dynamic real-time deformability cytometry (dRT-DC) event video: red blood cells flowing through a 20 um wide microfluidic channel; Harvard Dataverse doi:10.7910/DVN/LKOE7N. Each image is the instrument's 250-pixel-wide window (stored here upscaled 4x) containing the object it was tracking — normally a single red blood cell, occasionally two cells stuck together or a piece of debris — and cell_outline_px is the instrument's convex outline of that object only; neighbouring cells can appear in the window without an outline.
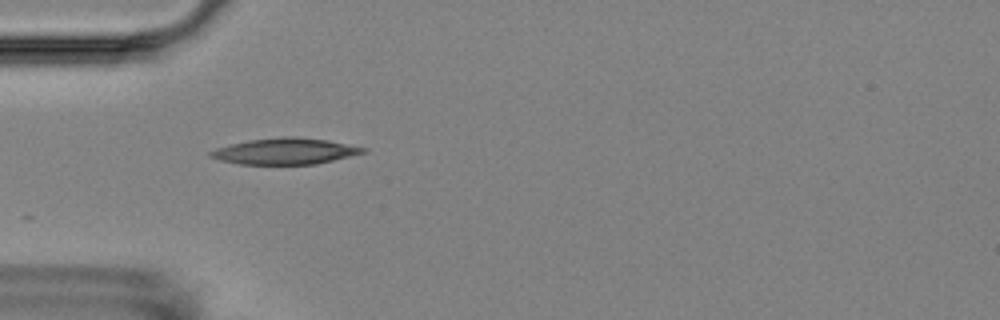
{"species": "Egyptian fruit bat (a non-hibernating species)", "species_latin": "Rousettus aegyptiacus", "temperature_condition": "room temperature", "stored_images_in_passage": 4, "camera_frame_rate_fps": 3000, "um_per_image_px": 0.085, "animal": {"sex": "female"}, "frame": {"image": 1, "passage_image": 3, "time_ms": 2.333, "image_size_px": [1000, 320], "cell_outline_px": [[368, 148], [364, 152], [316, 164], [240, 164], [220, 160], [208, 156], [208, 152], [216, 148], [248, 140], [288, 136], [296, 136], [324, 140]], "centroid_in_image_um": [24.18, 12.85], "position_along_channel_um": 60.8, "area_um2": 22.89}}